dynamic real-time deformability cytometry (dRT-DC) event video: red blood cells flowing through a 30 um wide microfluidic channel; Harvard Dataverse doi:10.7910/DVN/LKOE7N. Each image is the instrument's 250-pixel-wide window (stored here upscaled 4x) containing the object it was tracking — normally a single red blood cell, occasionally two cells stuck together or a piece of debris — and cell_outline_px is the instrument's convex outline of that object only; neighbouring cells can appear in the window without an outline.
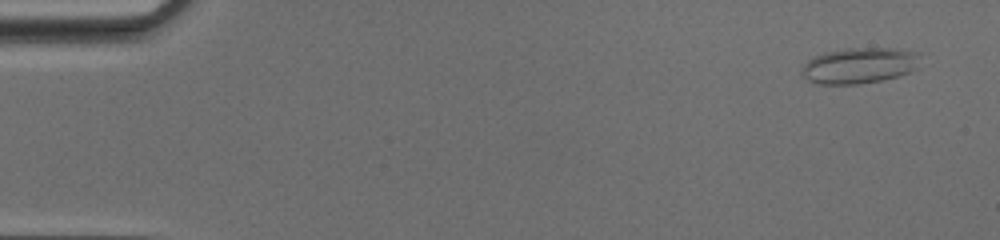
{"species": "common noctule bat (a hibernating species)", "species_latin": "Nyctalus noctula", "temperature_condition": "cold", "stored_images_in_passage": 51, "camera_frame_rate_fps": 3000, "um_per_image_px": 0.085, "animal": {"sex": "female", "body_mass_g": 17.0, "forearm_length_mm": 48.0}, "frame": {"image": 1, "passage_image": 3, "time_ms": 0.667, "image_size_px": [1000, 240], "cell_outline_px": [[920, 68], [912, 72], [880, 80], [860, 84], [816, 84], [808, 80], [800, 72], [804, 64], [812, 56], [824, 52], [844, 48], [896, 48], [920, 52]], "centroid_in_image_um": [73.08, 5.56], "position_along_channel_um": 11.9, "area_um2": 25.26}}
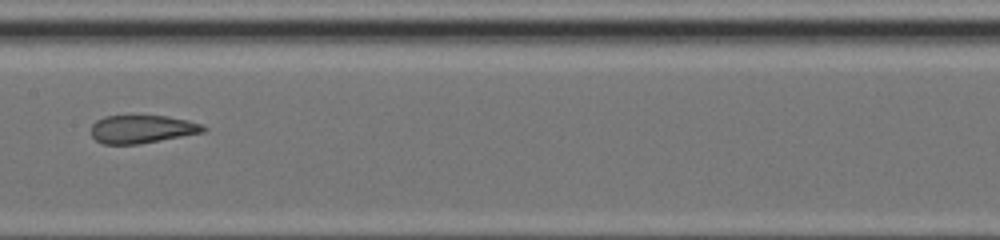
{"frame": {"image": 2, "passage_image": 26, "time_ms": 8.333, "image_size_px": [1000, 240], "cell_outline_px": [[208, 128], [204, 132], [140, 144], [104, 144], [96, 140], [92, 136], [92, 124], [96, 120], [104, 116], [168, 116], [188, 120], [204, 124]], "centroid_in_image_um": [12.11, 10.97], "position_along_channel_um": 195.3, "area_um2": 18.44}}
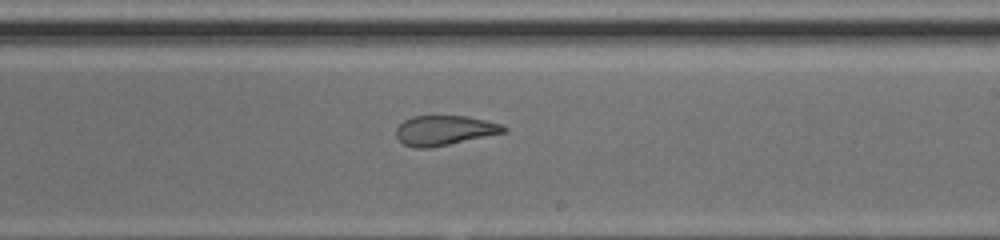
{"frame": {"image": 3, "passage_image": 30, "time_ms": 9.667, "image_size_px": [1000, 240], "cell_outline_px": [[508, 132], [428, 148], [416, 148], [404, 144], [396, 136], [396, 128], [404, 120], [412, 116], [468, 116], [500, 124], [508, 128]], "centroid_in_image_um": [37.78, 11.08], "position_along_channel_um": 251.2, "area_um2": 18.55}}